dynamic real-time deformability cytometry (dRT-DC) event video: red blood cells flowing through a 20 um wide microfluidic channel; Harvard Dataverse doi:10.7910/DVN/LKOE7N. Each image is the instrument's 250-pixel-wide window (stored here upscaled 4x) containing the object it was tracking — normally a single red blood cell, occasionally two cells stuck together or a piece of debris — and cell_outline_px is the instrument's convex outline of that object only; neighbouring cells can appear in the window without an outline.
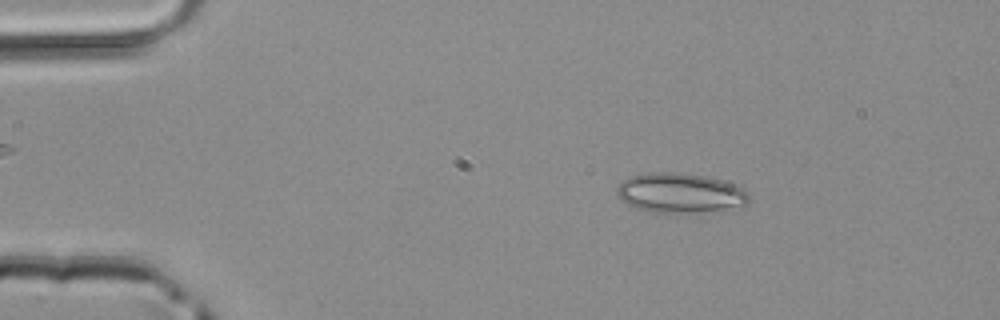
{"species": "common noctule bat (a hibernating species)", "species_latin": "Nyctalus noctula", "temperature_condition": "room temperature", "stored_images_in_passage": 49, "camera_frame_rate_fps": 3000, "um_per_image_px": 0.085, "animal": {"sex": "male", "body_mass_g": 20.4}, "frame": {"image": 1, "passage_image": 8, "time_ms": 2.333, "image_size_px": [1000, 320], "cell_outline_px": [[748, 204], [724, 208], [696, 212], [652, 212], [636, 208], [628, 204], [616, 192], [616, 188], [624, 180], [632, 176], [648, 172], [672, 172], [704, 176], [720, 180], [732, 184], [748, 192]], "centroid_in_image_um": [57.77, 16.39], "position_along_channel_um": 27.2, "area_um2": 29.77}}
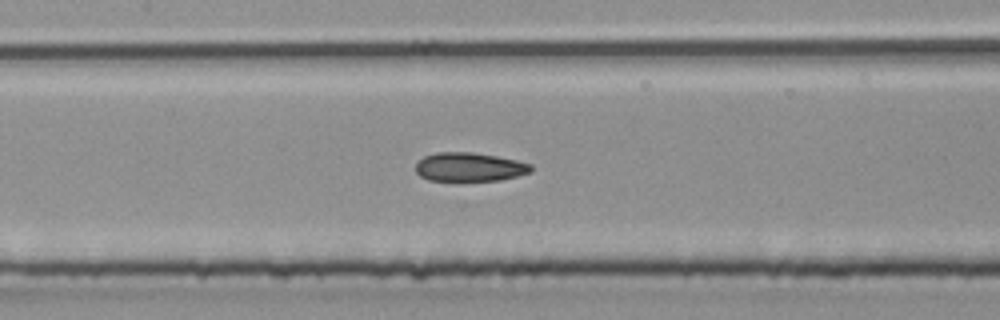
{"frame": {"image": 2, "passage_image": 23, "time_ms": 7.333, "image_size_px": [1000, 320], "cell_outline_px": [[532, 172], [500, 180], [428, 180], [420, 176], [416, 172], [416, 160], [424, 156], [436, 152], [472, 152], [496, 156], [516, 160], [532, 164]], "centroid_in_image_um": [39.88, 14.18], "position_along_channel_um": 167.5, "area_um2": 19.36}}
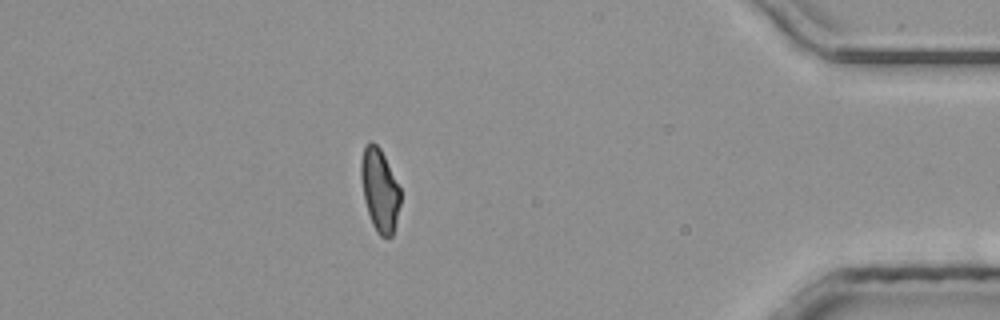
{"frame": {"image": 3, "passage_image": 43, "time_ms": 14.0, "image_size_px": [1000, 320], "cell_outline_px": [[400, 204], [392, 236], [388, 240], [380, 236], [376, 232], [372, 224], [364, 200], [360, 176], [360, 160], [364, 148], [368, 140], [372, 140], [380, 148], [400, 188]], "centroid_in_image_um": [32.25, 16.16], "position_along_channel_um": 402.9, "area_um2": 19.13}}